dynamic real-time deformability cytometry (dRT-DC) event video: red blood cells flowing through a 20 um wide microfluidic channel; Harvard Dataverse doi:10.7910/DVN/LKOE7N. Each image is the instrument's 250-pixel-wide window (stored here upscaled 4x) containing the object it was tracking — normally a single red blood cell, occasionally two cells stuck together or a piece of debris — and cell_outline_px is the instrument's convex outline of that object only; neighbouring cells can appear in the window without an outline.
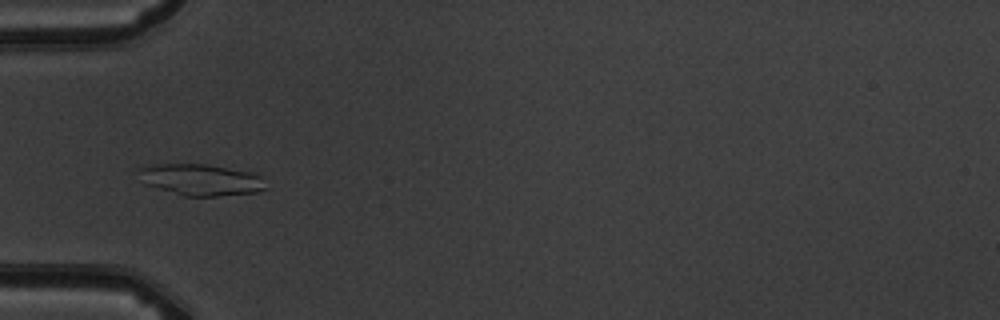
{"species": "common noctule bat (a hibernating species)", "species_latin": "Nyctalus noctula", "temperature_condition": "warm", "stored_images_in_passage": 8, "camera_frame_rate_fps": 3000, "um_per_image_px": 0.085, "animal": {"sex": "male", "body_mass_g": 19.5, "forearm_length_mm": 54.6}, "frame": {"image": 1, "passage_image": 5, "time_ms": 5.333, "image_size_px": [1000, 320], "cell_outline_px": [[268, 188], [256, 192], [216, 196], [184, 196], [144, 184], [136, 168], [148, 164], [208, 164], [252, 172], [260, 176]], "centroid_in_image_um": [17.04, 15.27], "position_along_channel_um": 68.0, "area_um2": 23.47}}
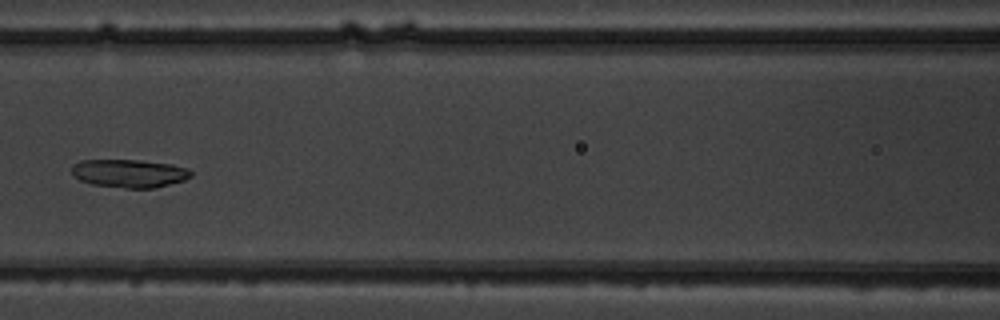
{"frame": {"image": 2, "passage_image": 7, "time_ms": 7.667, "image_size_px": [1000, 320], "cell_outline_px": [[192, 176], [184, 180], [156, 188], [124, 188], [92, 184], [80, 180], [72, 176], [72, 168], [80, 160], [140, 160], [172, 164], [188, 168], [192, 172]], "centroid_in_image_um": [11.01, 14.74], "position_along_channel_um": 155.6, "area_um2": 19.65}}
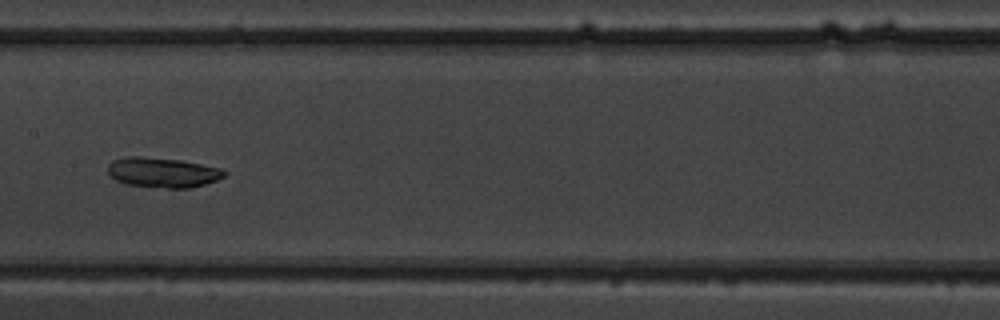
{"frame": {"image": 3, "passage_image": 8, "time_ms": 8.667, "image_size_px": [1000, 320], "cell_outline_px": [[228, 172], [224, 176], [216, 180], [192, 188], [168, 188], [124, 184], [108, 176], [108, 164], [112, 160], [124, 156], [144, 156], [180, 160], [220, 168]], "centroid_in_image_um": [13.78, 14.65], "position_along_channel_um": 193.6, "area_um2": 20.52}}